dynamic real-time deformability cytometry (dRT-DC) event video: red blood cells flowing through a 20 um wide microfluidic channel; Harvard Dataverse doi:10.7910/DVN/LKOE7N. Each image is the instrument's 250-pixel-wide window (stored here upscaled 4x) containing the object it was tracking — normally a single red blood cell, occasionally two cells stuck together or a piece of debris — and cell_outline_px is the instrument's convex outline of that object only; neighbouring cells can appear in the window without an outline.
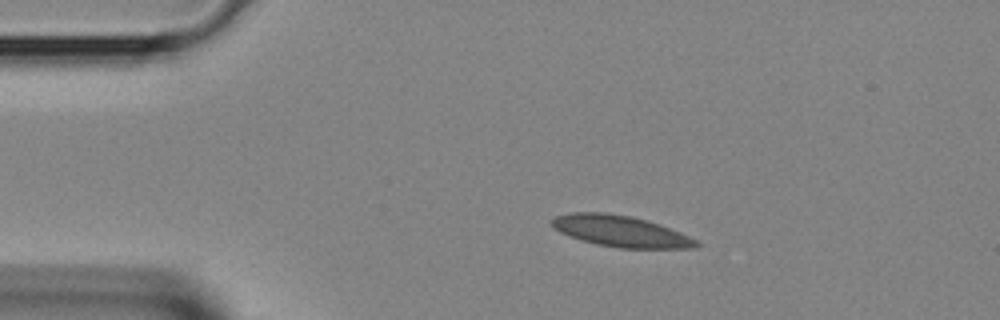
{"species": "Egyptian fruit bat (a non-hibernating species)", "species_latin": "Rousettus aegyptiacus", "temperature_condition": "room temperature", "stored_images_in_passage": 32, "camera_frame_rate_fps": 3000, "um_per_image_px": 0.085, "animal": {"sex": "female"}, "frame": {"image": 1, "passage_image": 1, "time_ms": 0.0, "image_size_px": [1000, 320], "cell_outline_px": [[700, 244], [696, 248], [620, 248], [596, 244], [560, 232], [552, 228], [552, 220], [556, 216], [572, 212], [604, 212], [632, 216], [648, 220], [660, 224], [680, 232], [696, 240]], "centroid_in_image_um": [52.77, 19.64], "position_along_channel_um": 32.2, "area_um2": 26.13}}
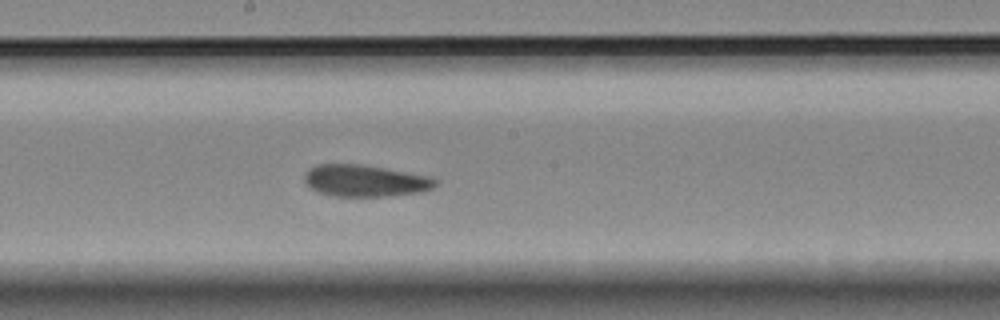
{"frame": {"image": 2, "passage_image": 14, "time_ms": 4.333, "image_size_px": [1000, 320], "cell_outline_px": [[436, 184], [432, 188], [420, 192], [392, 196], [332, 196], [320, 192], [312, 188], [304, 180], [304, 176], [308, 168], [316, 164], [360, 164], [384, 168], [428, 176], [436, 180]], "centroid_in_image_um": [31.01, 15.36], "position_along_channel_um": 217.2, "area_um2": 24.04}}
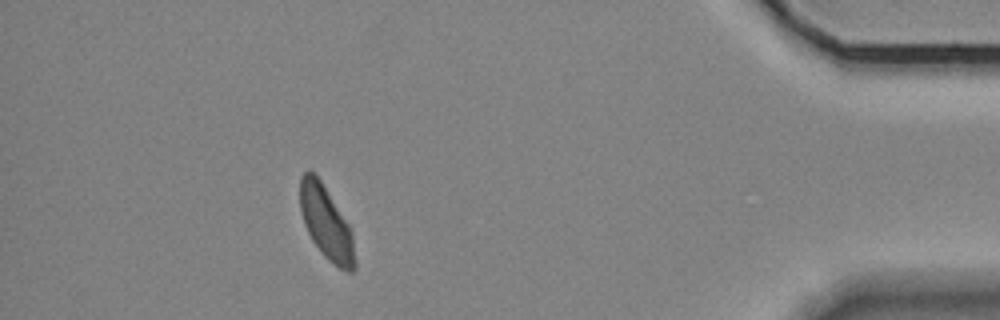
{"frame": {"image": 3, "passage_image": 28, "time_ms": 9.0, "image_size_px": [1000, 320], "cell_outline_px": [[356, 268], [352, 272], [348, 272], [340, 268], [328, 260], [324, 256], [312, 240], [304, 224], [300, 208], [300, 176], [304, 172], [312, 172], [320, 180], [352, 228], [356, 260]], "centroid_in_image_um": [27.76, 18.98], "position_along_channel_um": 407.4, "area_um2": 23.41}}